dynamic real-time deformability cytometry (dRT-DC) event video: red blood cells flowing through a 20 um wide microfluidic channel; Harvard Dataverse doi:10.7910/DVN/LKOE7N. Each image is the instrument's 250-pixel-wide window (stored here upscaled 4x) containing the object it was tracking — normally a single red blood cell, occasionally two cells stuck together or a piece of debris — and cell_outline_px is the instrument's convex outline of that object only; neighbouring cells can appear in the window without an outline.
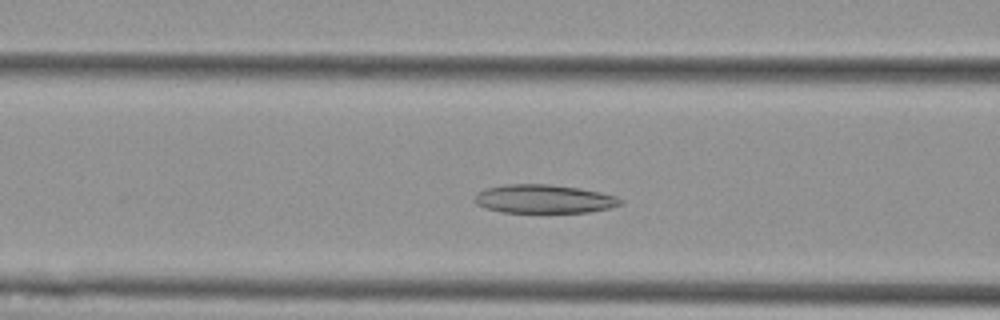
{"species": "Egyptian fruit bat (a non-hibernating species)", "species_latin": "Rousettus aegyptiacus", "temperature_condition": "cold", "stored_images_in_passage": 49, "camera_frame_rate_fps": 3000, "um_per_image_px": 0.085, "animal": {"sex": "female"}, "frame": {"image": 1, "passage_image": 15, "time_ms": 4.667, "image_size_px": [1000, 320], "cell_outline_px": [[624, 204], [608, 208], [588, 212], [504, 212], [484, 208], [476, 204], [476, 192], [488, 188], [504, 184], [548, 184], [580, 188], [600, 192], [616, 196], [624, 200]], "centroid_in_image_um": [46.26, 16.9], "position_along_channel_um": 120.3, "area_um2": 24.28}}
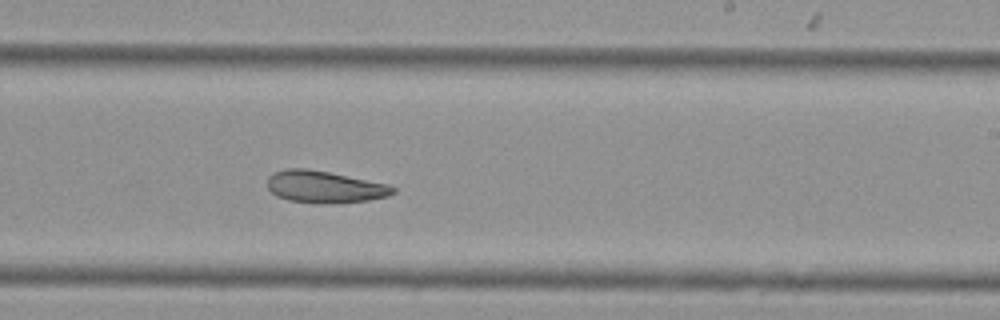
{"frame": {"image": 2, "passage_image": 27, "time_ms": 8.667, "image_size_px": [1000, 320], "cell_outline_px": [[396, 192], [388, 196], [368, 200], [320, 204], [316, 204], [288, 200], [276, 196], [268, 188], [268, 176], [272, 172], [284, 168], [304, 168], [328, 172], [388, 184], [396, 188]], "centroid_in_image_um": [27.55, 15.88], "position_along_channel_um": 261.4, "area_um2": 23.47}}
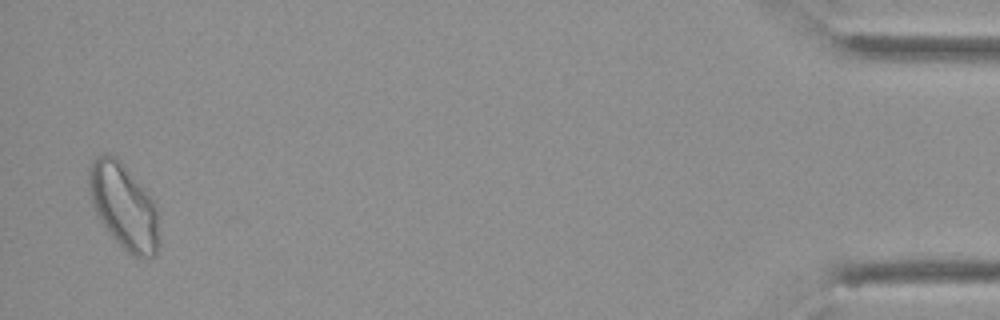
{"frame": {"image": 3, "passage_image": 48, "time_ms": 15.667, "image_size_px": [1000, 320], "cell_outline_px": [[160, 244], [156, 256], [140, 260], [128, 252], [112, 236], [96, 216], [92, 204], [88, 188], [88, 168], [92, 160], [96, 156], [104, 152], [116, 156], [120, 160], [148, 192], [156, 204], [160, 240]], "centroid_in_image_um": [10.53, 17.53], "position_along_channel_um": 424.7, "area_um2": 35.72}, "authors_computed_cell_mechanics": {"area_um2": 26.5302, "velocity_mm_per_s": 3.5387, "shape_relaxation_time_tau1_ms": null, "shape_relaxation_time_tau2_ms": 7.4143, "deformation_change_tau1": null, "deformation_change_tau2": 0.1477}}